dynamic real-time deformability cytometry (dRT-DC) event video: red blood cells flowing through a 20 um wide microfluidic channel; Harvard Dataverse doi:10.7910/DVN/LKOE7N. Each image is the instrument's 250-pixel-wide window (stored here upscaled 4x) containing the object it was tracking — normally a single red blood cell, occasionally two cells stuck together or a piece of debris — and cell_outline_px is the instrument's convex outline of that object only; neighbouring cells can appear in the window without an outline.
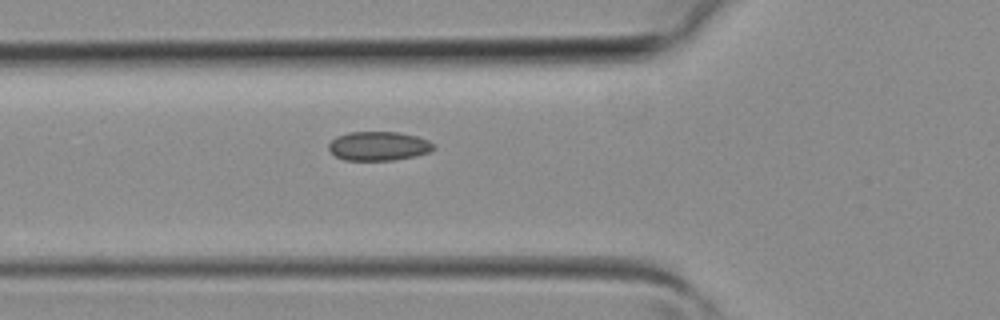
{"species": "common noctule bat (a hibernating species)", "species_latin": "Nyctalus noctula", "temperature_condition": "room temperature", "stored_images_in_passage": 3, "camera_frame_rate_fps": 3000, "um_per_image_px": 0.085, "animal": {"sex": "female", "body_mass_g": 19.3, "forearm_length_mm": 54.1}, "frame": {"image": 1, "passage_image": 3, "time_ms": 0.667, "image_size_px": [1000, 320], "cell_outline_px": [[436, 144], [428, 152], [416, 156], [392, 160], [344, 160], [336, 156], [328, 148], [328, 144], [336, 136], [348, 132], [396, 132], [416, 136], [428, 140]], "centroid_in_image_um": [32.16, 12.41], "position_along_channel_um": 93.6, "area_um2": 17.69}}